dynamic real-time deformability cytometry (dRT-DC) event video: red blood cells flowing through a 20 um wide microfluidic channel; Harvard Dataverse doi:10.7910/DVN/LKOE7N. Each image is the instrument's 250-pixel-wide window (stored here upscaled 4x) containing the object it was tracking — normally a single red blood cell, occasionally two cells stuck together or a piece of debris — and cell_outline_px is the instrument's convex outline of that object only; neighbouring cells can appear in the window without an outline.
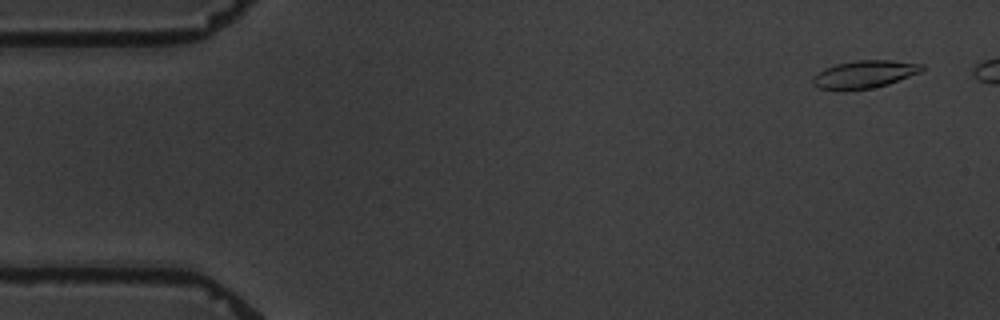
{"species": "common noctule bat (a hibernating species)", "species_latin": "Nyctalus noctula", "temperature_condition": "warm", "stored_images_in_passage": 4, "camera_frame_rate_fps": 3000, "um_per_image_px": 0.085, "animal": {"sex": "male", "body_mass_g": 19.5, "forearm_length_mm": 54.6}, "frame": {"image": 1, "passage_image": 1, "time_ms": 0.0, "image_size_px": [1000, 320], "cell_outline_px": [[924, 68], [920, 72], [888, 84], [872, 88], [820, 88], [812, 84], [812, 76], [824, 68], [836, 64], [856, 60], [888, 60], [924, 64]], "centroid_in_image_um": [73.49, 6.28], "position_along_channel_um": 11.5, "area_um2": 17.11}}